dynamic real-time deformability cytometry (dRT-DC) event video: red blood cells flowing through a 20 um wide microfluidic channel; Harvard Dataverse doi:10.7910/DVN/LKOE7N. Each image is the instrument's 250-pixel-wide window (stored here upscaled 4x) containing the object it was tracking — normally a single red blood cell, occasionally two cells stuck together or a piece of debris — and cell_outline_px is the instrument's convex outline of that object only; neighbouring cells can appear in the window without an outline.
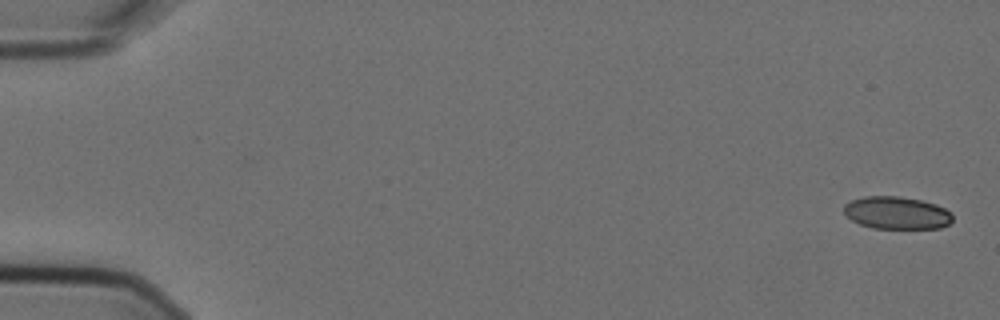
{"species": "Egyptian fruit bat (a non-hibernating species)", "species_latin": "Rousettus aegyptiacus", "temperature_condition": "cold", "stored_images_in_passage": 7, "camera_frame_rate_fps": 3000, "um_per_image_px": 0.085, "animal": {"sex": "female"}, "frame": {"image": 1, "passage_image": 1, "time_ms": 0.0, "image_size_px": [1000, 320], "cell_outline_px": [[952, 220], [948, 224], [940, 228], [872, 228], [860, 224], [852, 220], [844, 212], [844, 204], [852, 200], [864, 196], [900, 196], [920, 200], [936, 204], [952, 212]], "centroid_in_image_um": [76.23, 18.09], "position_along_channel_um": 8.8, "area_um2": 20.58}}
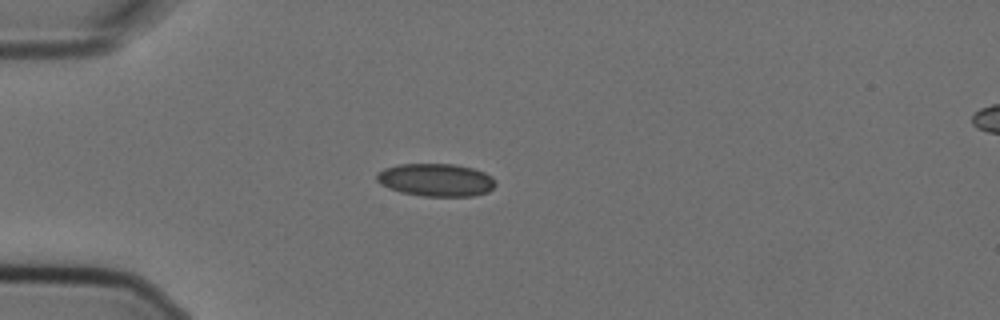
{"frame": {"image": 2, "passage_image": 5, "time_ms": 1.333, "image_size_px": [1000, 320], "cell_outline_px": [[496, 184], [488, 192], [472, 196], [424, 196], [400, 192], [388, 188], [380, 184], [376, 180], [376, 176], [384, 168], [400, 164], [452, 164], [472, 168], [484, 172], [492, 176]], "centroid_in_image_um": [37.05, 15.3], "position_along_channel_um": 47.9, "area_um2": 22.66}}
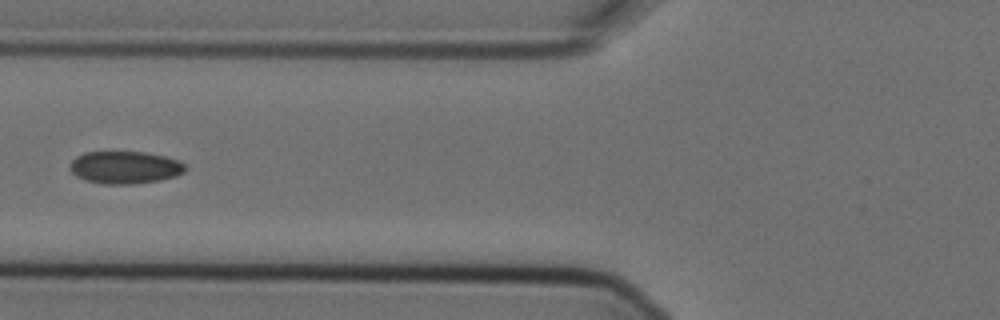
{"frame": {"image": 3, "passage_image": 7, "time_ms": 2.0, "image_size_px": [1000, 320], "cell_outline_px": [[188, 168], [184, 172], [176, 176], [160, 180], [132, 184], [104, 184], [84, 180], [76, 176], [68, 168], [68, 164], [76, 156], [84, 152], [144, 152], [164, 156], [180, 160]], "centroid_in_image_um": [10.61, 14.23], "position_along_channel_um": 115.2, "area_um2": 22.08}}